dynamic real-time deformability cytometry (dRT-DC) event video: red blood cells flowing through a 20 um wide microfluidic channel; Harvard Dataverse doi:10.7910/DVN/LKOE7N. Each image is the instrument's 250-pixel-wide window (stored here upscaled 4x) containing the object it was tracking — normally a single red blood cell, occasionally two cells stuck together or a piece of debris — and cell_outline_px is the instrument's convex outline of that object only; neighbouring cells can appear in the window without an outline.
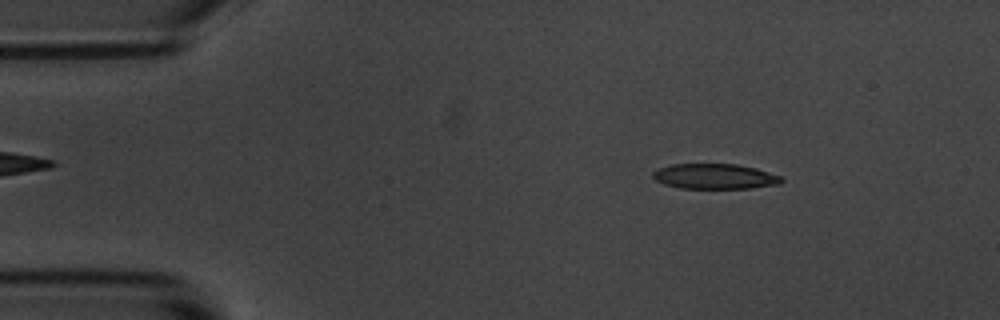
{"species": "common noctule bat (a hibernating species)", "species_latin": "Nyctalus noctula", "temperature_condition": "room temperature", "stored_images_in_passage": 3, "camera_frame_rate_fps": 3000, "um_per_image_px": 0.085, "animal": {"sex": "male", "body_mass_g": 20.1, "forearm_length_mm": 53.5}, "frame": {"image": 1, "passage_image": 2, "time_ms": 1.0, "image_size_px": [1000, 320], "cell_outline_px": [[784, 180], [780, 184], [752, 188], [680, 188], [664, 184], [656, 180], [652, 176], [652, 172], [660, 168], [672, 164], [736, 164], [756, 168], [780, 176]], "centroid_in_image_um": [60.77, 14.99], "position_along_channel_um": 24.2, "area_um2": 18.84}}